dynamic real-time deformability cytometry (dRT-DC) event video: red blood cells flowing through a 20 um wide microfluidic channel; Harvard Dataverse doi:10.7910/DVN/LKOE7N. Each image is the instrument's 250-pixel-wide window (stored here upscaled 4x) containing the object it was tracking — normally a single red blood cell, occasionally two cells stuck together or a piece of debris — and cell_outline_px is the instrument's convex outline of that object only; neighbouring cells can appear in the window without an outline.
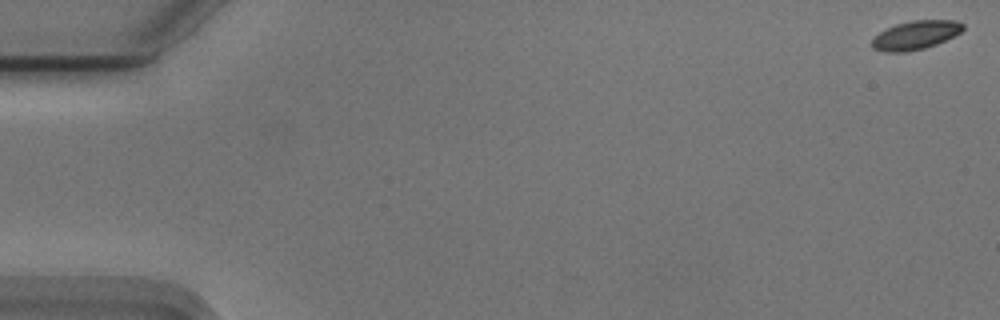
{"species": "Egyptian fruit bat (a non-hibernating species)", "species_latin": "Rousettus aegyptiacus", "temperature_condition": "cold", "stored_images_in_passage": 56, "camera_frame_rate_fps": 3000, "um_per_image_px": 0.085, "animal": {"sex": "male"}, "frame": {"image": 1, "passage_image": 1, "time_ms": 0.0, "image_size_px": [1000, 320], "cell_outline_px": [[964, 28], [960, 32], [936, 44], [924, 48], [904, 52], [884, 52], [872, 48], [868, 44], [872, 36], [896, 24], [912, 20], [956, 20], [964, 24]], "centroid_in_image_um": [77.75, 2.99], "position_along_channel_um": 7.2, "area_um2": 15.32}}
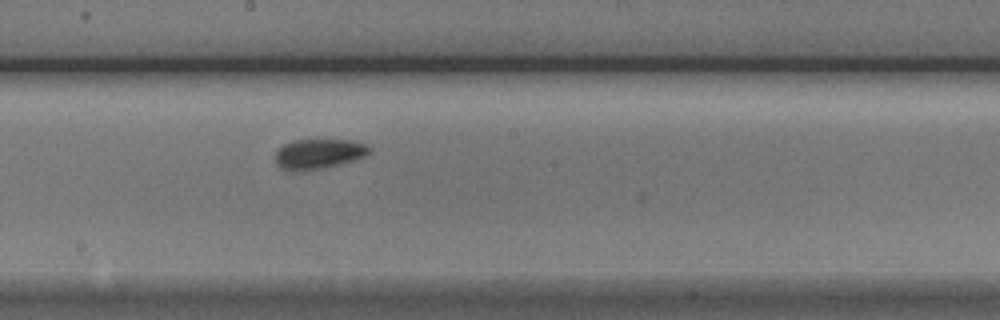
{"frame": {"image": 2, "passage_image": 31, "time_ms": 10.0, "image_size_px": [1000, 320], "cell_outline_px": [[372, 152], [364, 156], [352, 160], [320, 168], [284, 168], [276, 160], [276, 152], [284, 144], [292, 140], [352, 140], [364, 144], [372, 148]], "centroid_in_image_um": [27.17, 13.01], "position_along_channel_um": 221.0, "area_um2": 15.49}}
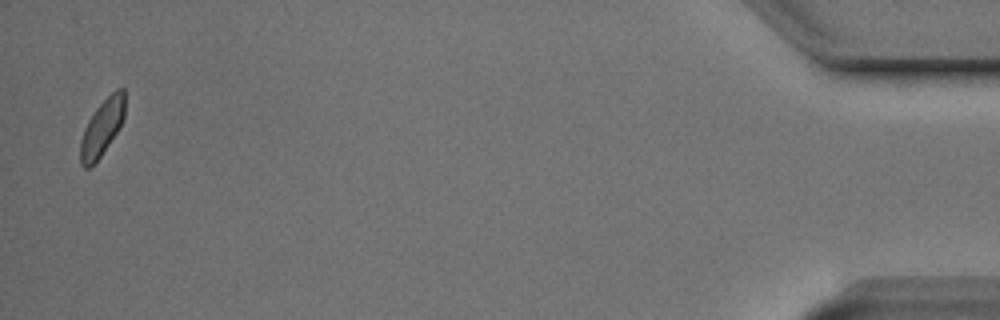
{"frame": {"image": 3, "passage_image": 55, "time_ms": 18.0, "image_size_px": [1000, 320], "cell_outline_px": [[124, 116], [116, 132], [100, 156], [88, 168], [84, 168], [80, 164], [80, 140], [84, 128], [88, 120], [96, 108], [116, 88], [124, 88]], "centroid_in_image_um": [8.64, 10.84], "position_along_channel_um": 426.6, "area_um2": 14.22}, "authors_computed_cell_mechanics": {"area_um2": 15.5482, "velocity_mm_per_s": 3.7032, "shape_relaxation_time_tau1_ms": 4.7445, "shape_relaxation_time_tau2_ms": 3.9079, "deformation_change_tau1": 0.0889, "deformation_change_tau2": 0.0638}}